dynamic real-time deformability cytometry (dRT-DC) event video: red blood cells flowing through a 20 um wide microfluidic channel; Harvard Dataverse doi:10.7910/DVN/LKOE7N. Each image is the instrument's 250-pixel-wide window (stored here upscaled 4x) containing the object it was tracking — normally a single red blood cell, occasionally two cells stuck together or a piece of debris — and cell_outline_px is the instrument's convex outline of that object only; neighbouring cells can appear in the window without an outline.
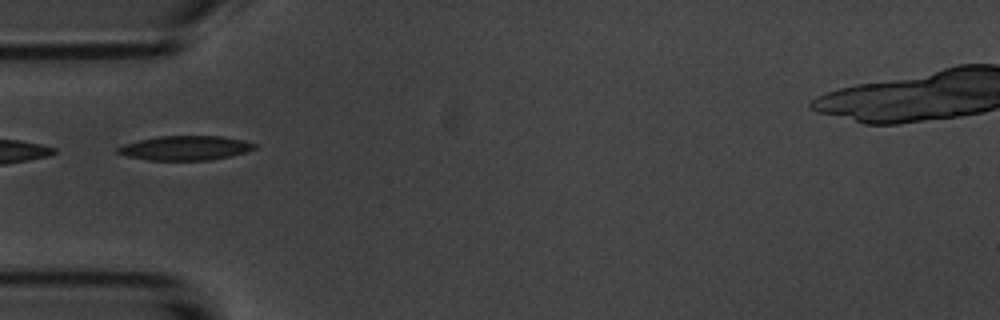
{"species": "common noctule bat (a hibernating species)", "species_latin": "Nyctalus noctula", "temperature_condition": "room temperature", "stored_images_in_passage": 4, "camera_frame_rate_fps": 3000, "um_per_image_px": 0.085, "animal": {"sex": "male", "body_mass_g": 20.1, "forearm_length_mm": 53.5}, "frame": {"image": 1, "passage_image": 2, "time_ms": 1.0, "image_size_px": [1000, 320], "cell_outline_px": [[256, 148], [248, 152], [232, 156], [212, 160], [148, 160], [128, 156], [116, 152], [116, 148], [124, 144], [156, 136], [220, 136], [244, 140], [256, 144]], "centroid_in_image_um": [15.79, 12.58], "position_along_channel_um": 69.2, "area_um2": 19.54}}
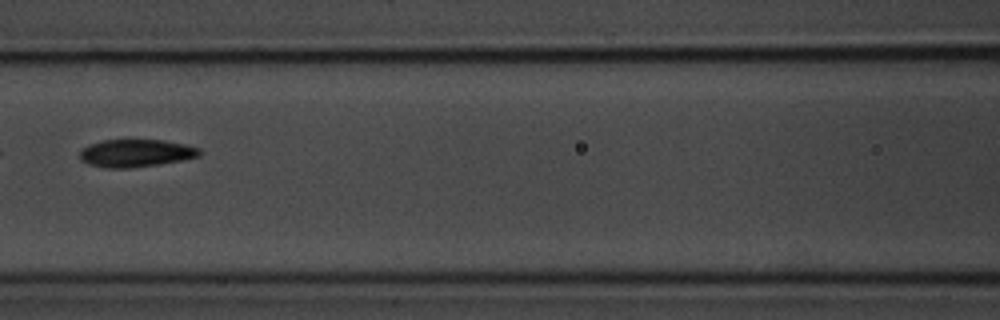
{"frame": {"image": 2, "passage_image": 4, "time_ms": 3.333, "image_size_px": [1000, 320], "cell_outline_px": [[200, 156], [160, 164], [128, 168], [104, 168], [88, 164], [80, 160], [80, 148], [88, 144], [104, 140], [164, 140], [184, 144], [200, 148]], "centroid_in_image_um": [11.5, 13.02], "position_along_channel_um": 155.1, "area_um2": 19.36}}